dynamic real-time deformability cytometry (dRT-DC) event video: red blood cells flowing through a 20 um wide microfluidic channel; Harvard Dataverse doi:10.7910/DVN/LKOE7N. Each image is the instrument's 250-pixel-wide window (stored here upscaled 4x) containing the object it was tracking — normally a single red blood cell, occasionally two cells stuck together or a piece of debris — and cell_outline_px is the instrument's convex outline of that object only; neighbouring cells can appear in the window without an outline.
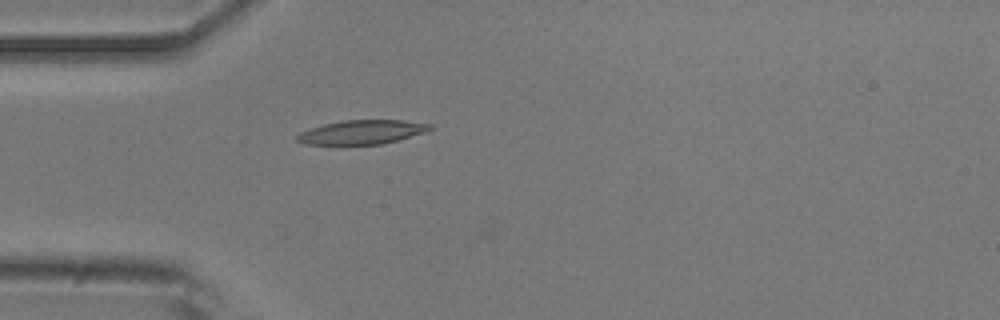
{"species": "common noctule bat (a hibernating species)", "species_latin": "Nyctalus noctula", "temperature_condition": "room temperature", "stored_images_in_passage": 3, "camera_frame_rate_fps": 3000, "um_per_image_px": 0.085, "animal": {"sex": "male", "body_mass_g": 20.5, "forearm_length_mm": 52.5}, "frame": {"image": 1, "passage_image": 3, "time_ms": 3.0, "image_size_px": [1000, 320], "cell_outline_px": [[432, 128], [424, 132], [396, 140], [380, 144], [304, 144], [296, 140], [296, 136], [300, 132], [324, 124], [340, 120], [404, 120], [432, 124]], "centroid_in_image_um": [30.74, 11.22], "position_along_channel_um": 54.3, "area_um2": 18.38}}